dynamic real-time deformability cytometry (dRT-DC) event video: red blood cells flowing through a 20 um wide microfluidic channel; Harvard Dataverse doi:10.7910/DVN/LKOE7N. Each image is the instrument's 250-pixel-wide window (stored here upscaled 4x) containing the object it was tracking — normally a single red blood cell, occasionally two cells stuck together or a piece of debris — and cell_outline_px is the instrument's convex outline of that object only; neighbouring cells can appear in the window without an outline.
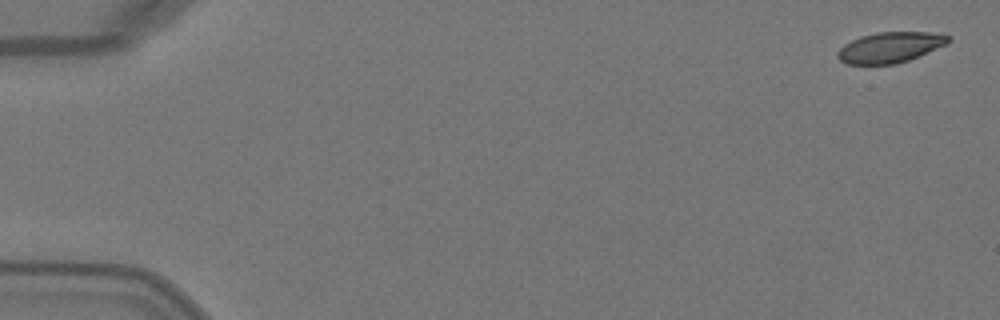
{"species": "Egyptian fruit bat (a non-hibernating species)", "species_latin": "Rousettus aegyptiacus", "temperature_condition": "warm", "stored_images_in_passage": 5, "camera_frame_rate_fps": 3000, "um_per_image_px": 0.085, "animal": {"sex": "female"}, "frame": {"image": 1, "passage_image": 1, "time_ms": 0.0, "image_size_px": [1000, 320], "cell_outline_px": [[952, 40], [948, 44], [908, 60], [896, 64], [848, 64], [840, 60], [836, 56], [836, 52], [844, 44], [860, 36], [876, 32], [932, 32], [952, 36]], "centroid_in_image_um": [75.68, 4.01], "position_along_channel_um": 9.3, "area_um2": 19.88}}
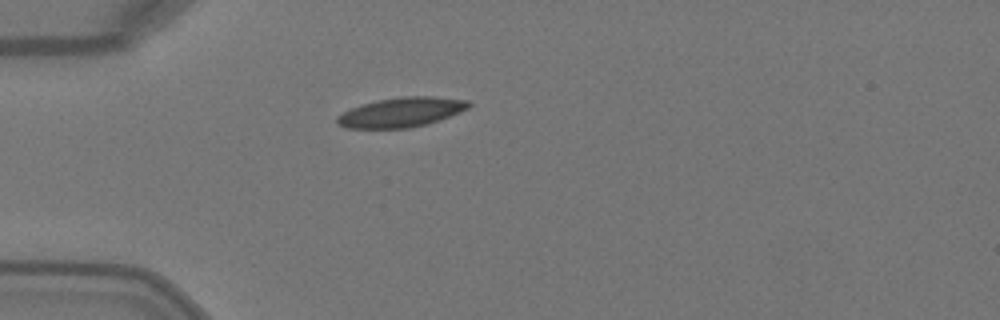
{"frame": {"image": 2, "passage_image": 4, "time_ms": 1.0, "image_size_px": [1000, 320], "cell_outline_px": [[472, 104], [468, 108], [460, 112], [424, 124], [408, 128], [344, 128], [336, 124], [336, 116], [352, 108], [364, 104], [380, 100], [400, 96], [432, 96], [468, 100]], "centroid_in_image_um": [34.09, 9.54], "position_along_channel_um": 50.9, "area_um2": 22.43}}